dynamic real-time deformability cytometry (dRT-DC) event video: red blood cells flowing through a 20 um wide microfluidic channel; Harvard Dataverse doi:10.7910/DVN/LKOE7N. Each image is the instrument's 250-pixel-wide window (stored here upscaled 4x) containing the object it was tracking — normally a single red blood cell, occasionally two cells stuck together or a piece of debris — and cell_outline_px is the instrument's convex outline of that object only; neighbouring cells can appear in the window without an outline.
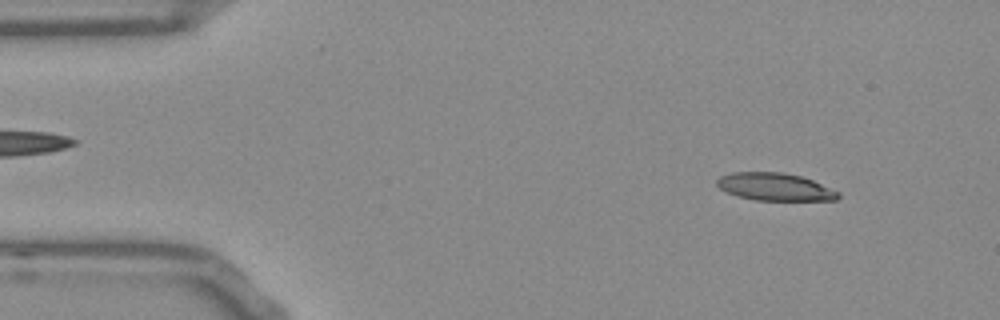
{"species": "Egyptian fruit bat (a non-hibernating species)", "species_latin": "Rousettus aegyptiacus", "temperature_condition": "room temperature", "stored_images_in_passage": 53, "segment_of_instrument_passage": [1, 2], "camera_frame_rate_fps": 3000, "um_per_image_px": 0.085, "frame": {"image": 1, "passage_image": 5, "time_ms": 1.333, "image_size_px": [1000, 320], "cell_outline_px": [[840, 196], [836, 200], [756, 200], [736, 196], [720, 188], [716, 184], [716, 180], [720, 176], [732, 172], [780, 172], [800, 176], [812, 180], [840, 192]], "centroid_in_image_um": [65.86, 15.88], "position_along_channel_um": 19.1, "area_um2": 19.42}}
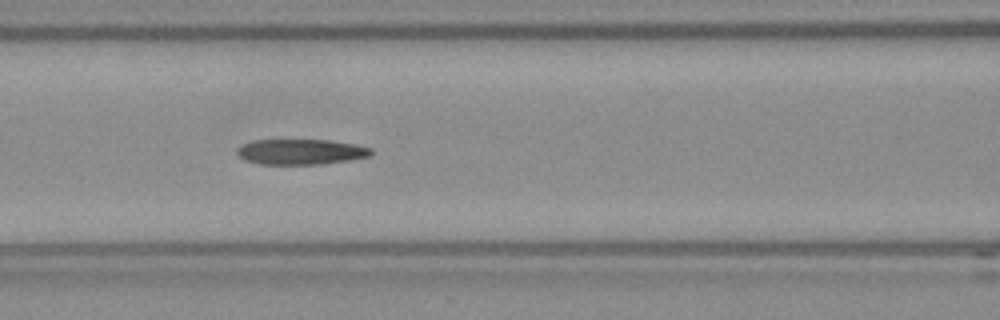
{"frame": {"image": 2, "passage_image": 21, "time_ms": 6.667, "image_size_px": [1000, 320], "cell_outline_px": [[372, 152], [368, 156], [348, 160], [320, 164], [260, 164], [244, 160], [236, 152], [236, 148], [240, 144], [252, 140], [328, 140], [356, 144], [372, 148]], "centroid_in_image_um": [25.52, 12.89], "position_along_channel_um": 141.1, "area_um2": 19.88}}
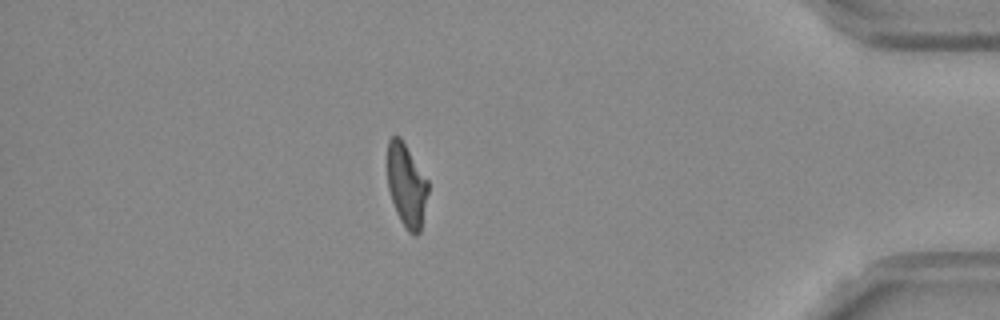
{"frame": {"image": 3, "passage_image": 45, "time_ms": 14.667, "image_size_px": [1000, 320], "cell_outline_px": [[428, 192], [420, 232], [416, 236], [412, 236], [408, 232], [400, 220], [396, 212], [388, 188], [388, 140], [392, 136], [400, 136], [428, 180]], "centroid_in_image_um": [34.56, 15.77], "position_along_channel_um": 400.6, "area_um2": 19.65}}